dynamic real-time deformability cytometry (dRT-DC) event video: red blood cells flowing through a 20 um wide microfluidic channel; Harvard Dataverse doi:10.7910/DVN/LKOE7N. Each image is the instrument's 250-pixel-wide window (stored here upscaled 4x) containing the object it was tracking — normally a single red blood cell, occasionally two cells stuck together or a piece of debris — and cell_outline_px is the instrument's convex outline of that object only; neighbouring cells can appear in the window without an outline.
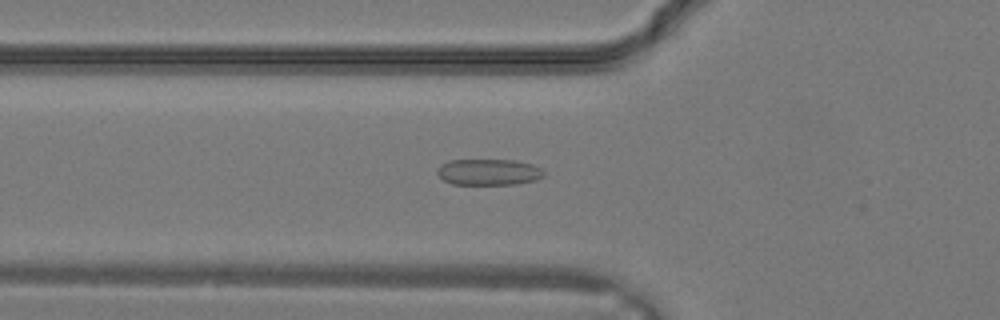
{"species": "common noctule bat (a hibernating species)", "species_latin": "Nyctalus noctula", "temperature_condition": "warm", "stored_images_in_passage": 23, "camera_frame_rate_fps": 3000, "um_per_image_px": 0.085, "animal": {"sex": "male", "body_mass_g": 19.2, "forearm_length_mm": 51.8}, "frame": {"image": 1, "passage_image": 3, "time_ms": 0.667, "image_size_px": [1000, 320], "cell_outline_px": [[544, 176], [536, 180], [516, 184], [452, 184], [444, 180], [436, 172], [440, 164], [448, 160], [516, 160], [532, 164], [540, 168], [544, 172]], "centroid_in_image_um": [41.53, 14.62], "position_along_channel_um": 84.3, "area_um2": 16.3}}
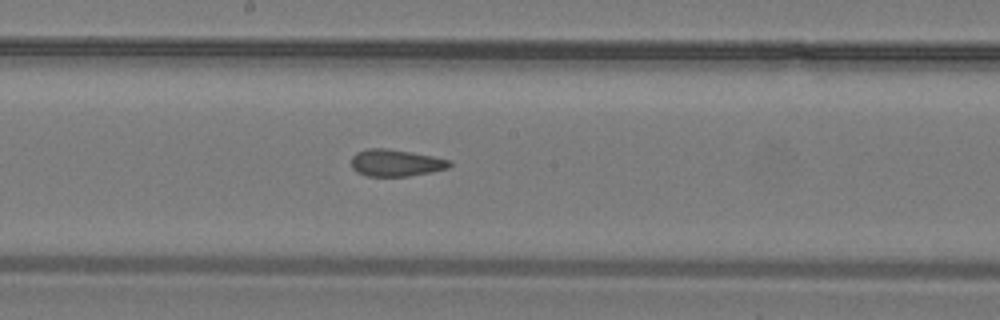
{"frame": {"image": 2, "passage_image": 9, "time_ms": 2.667, "image_size_px": [1000, 320], "cell_outline_px": [[452, 164], [448, 168], [408, 176], [368, 176], [356, 172], [352, 168], [352, 156], [356, 152], [368, 148], [384, 148], [412, 152], [452, 160]], "centroid_in_image_um": [33.63, 13.84], "position_along_channel_um": 214.6, "area_um2": 15.37}}
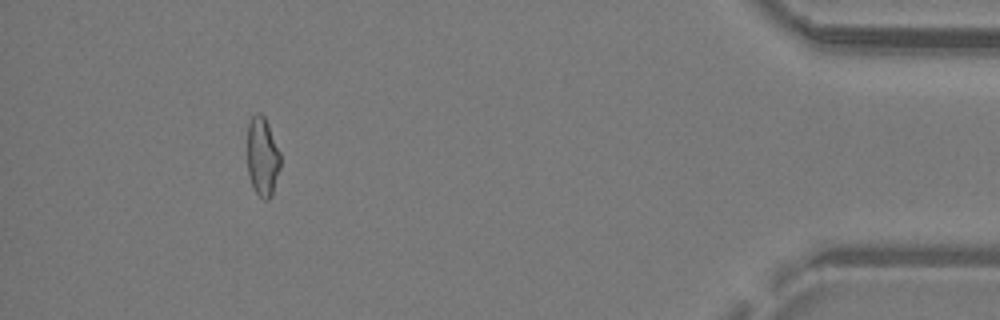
{"frame": {"image": 3, "passage_image": 21, "time_ms": 6.667, "image_size_px": [1000, 320], "cell_outline_px": [[280, 168], [272, 192], [268, 200], [264, 200], [252, 188], [248, 172], [248, 124], [252, 116], [256, 112], [260, 112], [264, 116], [268, 124], [280, 152]], "centroid_in_image_um": [22.3, 13.3], "position_along_channel_um": 412.9, "area_um2": 15.14}}